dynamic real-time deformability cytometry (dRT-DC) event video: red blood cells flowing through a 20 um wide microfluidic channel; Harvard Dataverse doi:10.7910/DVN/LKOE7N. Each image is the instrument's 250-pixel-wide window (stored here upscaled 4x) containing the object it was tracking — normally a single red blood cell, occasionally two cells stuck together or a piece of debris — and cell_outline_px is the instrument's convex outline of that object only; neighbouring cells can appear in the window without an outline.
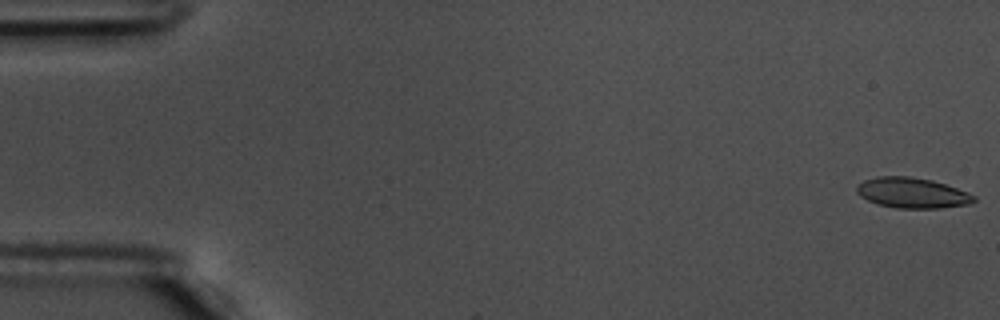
{"species": "common noctule bat (a hibernating species)", "species_latin": "Nyctalus noctula", "temperature_condition": "warm", "stored_images_in_passage": 57, "camera_frame_rate_fps": 3000, "um_per_image_px": 0.085, "animal": {"sex": "male", "body_mass_g": 17.5, "forearm_length_mm": 52.3}, "frame": {"image": 1, "passage_image": 1, "time_ms": 0.0, "image_size_px": [1000, 320], "cell_outline_px": [[976, 200], [968, 204], [940, 208], [896, 208], [876, 204], [860, 196], [856, 192], [856, 184], [864, 180], [876, 176], [908, 176], [932, 180], [968, 192], [976, 196]], "centroid_in_image_um": [77.5, 16.39], "position_along_channel_um": 7.5, "area_um2": 20.87}}
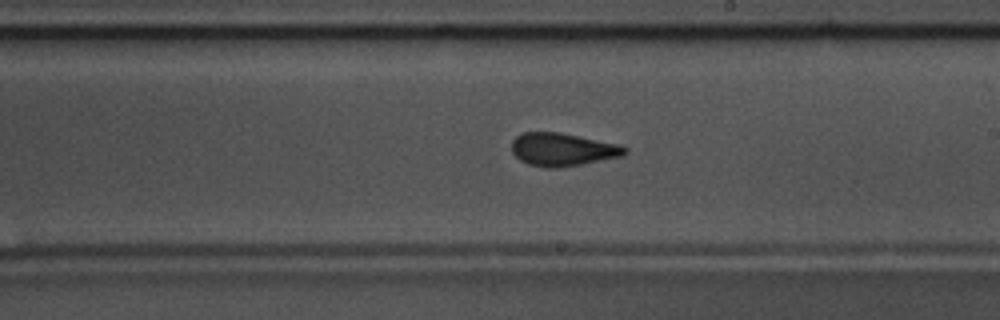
{"frame": {"image": 2, "passage_image": 33, "time_ms": 10.667, "image_size_px": [1000, 320], "cell_outline_px": [[628, 152], [624, 156], [560, 168], [544, 168], [528, 164], [520, 160], [512, 152], [512, 140], [516, 136], [524, 132], [560, 132], [616, 144], [628, 148]], "centroid_in_image_um": [47.81, 12.72], "position_along_channel_um": 241.2, "area_um2": 21.79}, "authors_computed_cell_mechanics": {"area_um2": 21.0392, "velocity_mm_per_s": 3.6469, "shape_relaxation_time_tau1_ms": 11.2905, "shape_relaxation_time_tau2_ms": 1.4783, "deformation_change_tau1": 0.2325, "deformation_change_tau2": 0.0648}}